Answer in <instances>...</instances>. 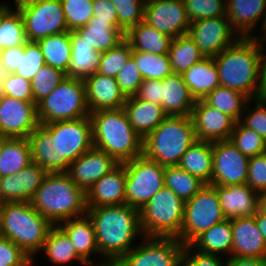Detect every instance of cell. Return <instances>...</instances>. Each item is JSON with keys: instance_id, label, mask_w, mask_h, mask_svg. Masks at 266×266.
Masks as SVG:
<instances>
[{"instance_id": "cell-66", "label": "cell", "mask_w": 266, "mask_h": 266, "mask_svg": "<svg viewBox=\"0 0 266 266\" xmlns=\"http://www.w3.org/2000/svg\"><path fill=\"white\" fill-rule=\"evenodd\" d=\"M6 138H7L6 136H4L3 134L0 133V151L2 149V146H3Z\"/></svg>"}, {"instance_id": "cell-35", "label": "cell", "mask_w": 266, "mask_h": 266, "mask_svg": "<svg viewBox=\"0 0 266 266\" xmlns=\"http://www.w3.org/2000/svg\"><path fill=\"white\" fill-rule=\"evenodd\" d=\"M32 163L27 138H6L0 151V177L14 175Z\"/></svg>"}, {"instance_id": "cell-17", "label": "cell", "mask_w": 266, "mask_h": 266, "mask_svg": "<svg viewBox=\"0 0 266 266\" xmlns=\"http://www.w3.org/2000/svg\"><path fill=\"white\" fill-rule=\"evenodd\" d=\"M37 105L3 95L0 98V133L7 138H28L39 125Z\"/></svg>"}, {"instance_id": "cell-5", "label": "cell", "mask_w": 266, "mask_h": 266, "mask_svg": "<svg viewBox=\"0 0 266 266\" xmlns=\"http://www.w3.org/2000/svg\"><path fill=\"white\" fill-rule=\"evenodd\" d=\"M89 115L94 147L118 164L143 155V139L133 129L123 108L98 110Z\"/></svg>"}, {"instance_id": "cell-67", "label": "cell", "mask_w": 266, "mask_h": 266, "mask_svg": "<svg viewBox=\"0 0 266 266\" xmlns=\"http://www.w3.org/2000/svg\"><path fill=\"white\" fill-rule=\"evenodd\" d=\"M3 96V91H2V84H1V79H0V98Z\"/></svg>"}, {"instance_id": "cell-29", "label": "cell", "mask_w": 266, "mask_h": 266, "mask_svg": "<svg viewBox=\"0 0 266 266\" xmlns=\"http://www.w3.org/2000/svg\"><path fill=\"white\" fill-rule=\"evenodd\" d=\"M42 255L47 257L52 264L51 266H70V264L78 261L80 266L88 264L77 254L69 237L58 227L53 226L46 237V240L40 250Z\"/></svg>"}, {"instance_id": "cell-40", "label": "cell", "mask_w": 266, "mask_h": 266, "mask_svg": "<svg viewBox=\"0 0 266 266\" xmlns=\"http://www.w3.org/2000/svg\"><path fill=\"white\" fill-rule=\"evenodd\" d=\"M27 42L21 13L15 6H11L0 18V50L25 45Z\"/></svg>"}, {"instance_id": "cell-6", "label": "cell", "mask_w": 266, "mask_h": 266, "mask_svg": "<svg viewBox=\"0 0 266 266\" xmlns=\"http://www.w3.org/2000/svg\"><path fill=\"white\" fill-rule=\"evenodd\" d=\"M54 225L37 212L30 202H5L0 212V236L20 247L35 263V255Z\"/></svg>"}, {"instance_id": "cell-58", "label": "cell", "mask_w": 266, "mask_h": 266, "mask_svg": "<svg viewBox=\"0 0 266 266\" xmlns=\"http://www.w3.org/2000/svg\"><path fill=\"white\" fill-rule=\"evenodd\" d=\"M0 201L2 203L19 202V184L16 174L0 177Z\"/></svg>"}, {"instance_id": "cell-1", "label": "cell", "mask_w": 266, "mask_h": 266, "mask_svg": "<svg viewBox=\"0 0 266 266\" xmlns=\"http://www.w3.org/2000/svg\"><path fill=\"white\" fill-rule=\"evenodd\" d=\"M27 139L33 163L47 173L66 172L72 162L93 147L90 115L39 124Z\"/></svg>"}, {"instance_id": "cell-14", "label": "cell", "mask_w": 266, "mask_h": 266, "mask_svg": "<svg viewBox=\"0 0 266 266\" xmlns=\"http://www.w3.org/2000/svg\"><path fill=\"white\" fill-rule=\"evenodd\" d=\"M187 34L205 57L217 56L240 37L226 15L192 21Z\"/></svg>"}, {"instance_id": "cell-7", "label": "cell", "mask_w": 266, "mask_h": 266, "mask_svg": "<svg viewBox=\"0 0 266 266\" xmlns=\"http://www.w3.org/2000/svg\"><path fill=\"white\" fill-rule=\"evenodd\" d=\"M196 141L191 116H166L160 125L143 139V155L163 166H175Z\"/></svg>"}, {"instance_id": "cell-12", "label": "cell", "mask_w": 266, "mask_h": 266, "mask_svg": "<svg viewBox=\"0 0 266 266\" xmlns=\"http://www.w3.org/2000/svg\"><path fill=\"white\" fill-rule=\"evenodd\" d=\"M24 21L28 41L69 31L61 0H14Z\"/></svg>"}, {"instance_id": "cell-38", "label": "cell", "mask_w": 266, "mask_h": 266, "mask_svg": "<svg viewBox=\"0 0 266 266\" xmlns=\"http://www.w3.org/2000/svg\"><path fill=\"white\" fill-rule=\"evenodd\" d=\"M203 100L208 105L217 108L238 122L241 120L246 104L250 99L236 90L220 85Z\"/></svg>"}, {"instance_id": "cell-21", "label": "cell", "mask_w": 266, "mask_h": 266, "mask_svg": "<svg viewBox=\"0 0 266 266\" xmlns=\"http://www.w3.org/2000/svg\"><path fill=\"white\" fill-rule=\"evenodd\" d=\"M86 102L89 112L120 109L126 101L116 78L98 72L84 79Z\"/></svg>"}, {"instance_id": "cell-23", "label": "cell", "mask_w": 266, "mask_h": 266, "mask_svg": "<svg viewBox=\"0 0 266 266\" xmlns=\"http://www.w3.org/2000/svg\"><path fill=\"white\" fill-rule=\"evenodd\" d=\"M125 182L124 165L118 164L108 174L97 180L86 192V207L126 204Z\"/></svg>"}, {"instance_id": "cell-10", "label": "cell", "mask_w": 266, "mask_h": 266, "mask_svg": "<svg viewBox=\"0 0 266 266\" xmlns=\"http://www.w3.org/2000/svg\"><path fill=\"white\" fill-rule=\"evenodd\" d=\"M225 219L216 188L206 184L185 202L183 223L177 239L184 246L190 245L204 231Z\"/></svg>"}, {"instance_id": "cell-62", "label": "cell", "mask_w": 266, "mask_h": 266, "mask_svg": "<svg viewBox=\"0 0 266 266\" xmlns=\"http://www.w3.org/2000/svg\"><path fill=\"white\" fill-rule=\"evenodd\" d=\"M255 221L258 229L264 237V240L266 241V214L258 211L255 214Z\"/></svg>"}, {"instance_id": "cell-64", "label": "cell", "mask_w": 266, "mask_h": 266, "mask_svg": "<svg viewBox=\"0 0 266 266\" xmlns=\"http://www.w3.org/2000/svg\"><path fill=\"white\" fill-rule=\"evenodd\" d=\"M11 7L9 4L5 1L0 2V18L1 16Z\"/></svg>"}, {"instance_id": "cell-16", "label": "cell", "mask_w": 266, "mask_h": 266, "mask_svg": "<svg viewBox=\"0 0 266 266\" xmlns=\"http://www.w3.org/2000/svg\"><path fill=\"white\" fill-rule=\"evenodd\" d=\"M144 22L171 38L186 35L191 23L183 0L145 2Z\"/></svg>"}, {"instance_id": "cell-31", "label": "cell", "mask_w": 266, "mask_h": 266, "mask_svg": "<svg viewBox=\"0 0 266 266\" xmlns=\"http://www.w3.org/2000/svg\"><path fill=\"white\" fill-rule=\"evenodd\" d=\"M70 40L72 55L66 77L84 80L97 72L101 53L89 46L75 31H70Z\"/></svg>"}, {"instance_id": "cell-20", "label": "cell", "mask_w": 266, "mask_h": 266, "mask_svg": "<svg viewBox=\"0 0 266 266\" xmlns=\"http://www.w3.org/2000/svg\"><path fill=\"white\" fill-rule=\"evenodd\" d=\"M226 16L240 37H255L266 20V0H226Z\"/></svg>"}, {"instance_id": "cell-51", "label": "cell", "mask_w": 266, "mask_h": 266, "mask_svg": "<svg viewBox=\"0 0 266 266\" xmlns=\"http://www.w3.org/2000/svg\"><path fill=\"white\" fill-rule=\"evenodd\" d=\"M3 95L23 101L34 102L31 80L15 73L0 74Z\"/></svg>"}, {"instance_id": "cell-61", "label": "cell", "mask_w": 266, "mask_h": 266, "mask_svg": "<svg viewBox=\"0 0 266 266\" xmlns=\"http://www.w3.org/2000/svg\"><path fill=\"white\" fill-rule=\"evenodd\" d=\"M225 266H266V259L231 256L225 258Z\"/></svg>"}, {"instance_id": "cell-9", "label": "cell", "mask_w": 266, "mask_h": 266, "mask_svg": "<svg viewBox=\"0 0 266 266\" xmlns=\"http://www.w3.org/2000/svg\"><path fill=\"white\" fill-rule=\"evenodd\" d=\"M83 79L65 77L63 81L37 104L41 125L75 120L89 116Z\"/></svg>"}, {"instance_id": "cell-45", "label": "cell", "mask_w": 266, "mask_h": 266, "mask_svg": "<svg viewBox=\"0 0 266 266\" xmlns=\"http://www.w3.org/2000/svg\"><path fill=\"white\" fill-rule=\"evenodd\" d=\"M67 27L76 31L93 17V0H61Z\"/></svg>"}, {"instance_id": "cell-53", "label": "cell", "mask_w": 266, "mask_h": 266, "mask_svg": "<svg viewBox=\"0 0 266 266\" xmlns=\"http://www.w3.org/2000/svg\"><path fill=\"white\" fill-rule=\"evenodd\" d=\"M0 266H33V262L15 243L0 236Z\"/></svg>"}, {"instance_id": "cell-30", "label": "cell", "mask_w": 266, "mask_h": 266, "mask_svg": "<svg viewBox=\"0 0 266 266\" xmlns=\"http://www.w3.org/2000/svg\"><path fill=\"white\" fill-rule=\"evenodd\" d=\"M231 220L225 219L200 234L190 246L198 252L231 257L232 252ZM223 254V255H222Z\"/></svg>"}, {"instance_id": "cell-48", "label": "cell", "mask_w": 266, "mask_h": 266, "mask_svg": "<svg viewBox=\"0 0 266 266\" xmlns=\"http://www.w3.org/2000/svg\"><path fill=\"white\" fill-rule=\"evenodd\" d=\"M190 21L226 15V0H183Z\"/></svg>"}, {"instance_id": "cell-15", "label": "cell", "mask_w": 266, "mask_h": 266, "mask_svg": "<svg viewBox=\"0 0 266 266\" xmlns=\"http://www.w3.org/2000/svg\"><path fill=\"white\" fill-rule=\"evenodd\" d=\"M213 171L211 185L245 184L249 157L242 154L229 140L212 142Z\"/></svg>"}, {"instance_id": "cell-3", "label": "cell", "mask_w": 266, "mask_h": 266, "mask_svg": "<svg viewBox=\"0 0 266 266\" xmlns=\"http://www.w3.org/2000/svg\"><path fill=\"white\" fill-rule=\"evenodd\" d=\"M213 59L221 86L236 90L249 99L260 97L259 39L239 37Z\"/></svg>"}, {"instance_id": "cell-11", "label": "cell", "mask_w": 266, "mask_h": 266, "mask_svg": "<svg viewBox=\"0 0 266 266\" xmlns=\"http://www.w3.org/2000/svg\"><path fill=\"white\" fill-rule=\"evenodd\" d=\"M122 164L126 173V204L141 210L165 186V166L144 155Z\"/></svg>"}, {"instance_id": "cell-4", "label": "cell", "mask_w": 266, "mask_h": 266, "mask_svg": "<svg viewBox=\"0 0 266 266\" xmlns=\"http://www.w3.org/2000/svg\"><path fill=\"white\" fill-rule=\"evenodd\" d=\"M30 204L54 226L87 212L86 193L66 172L48 173Z\"/></svg>"}, {"instance_id": "cell-54", "label": "cell", "mask_w": 266, "mask_h": 266, "mask_svg": "<svg viewBox=\"0 0 266 266\" xmlns=\"http://www.w3.org/2000/svg\"><path fill=\"white\" fill-rule=\"evenodd\" d=\"M246 184L257 193L266 191V153L249 157Z\"/></svg>"}, {"instance_id": "cell-63", "label": "cell", "mask_w": 266, "mask_h": 266, "mask_svg": "<svg viewBox=\"0 0 266 266\" xmlns=\"http://www.w3.org/2000/svg\"><path fill=\"white\" fill-rule=\"evenodd\" d=\"M258 211L266 214V191L258 193Z\"/></svg>"}, {"instance_id": "cell-36", "label": "cell", "mask_w": 266, "mask_h": 266, "mask_svg": "<svg viewBox=\"0 0 266 266\" xmlns=\"http://www.w3.org/2000/svg\"><path fill=\"white\" fill-rule=\"evenodd\" d=\"M45 64L67 73L72 55L70 31L50 35L36 41Z\"/></svg>"}, {"instance_id": "cell-13", "label": "cell", "mask_w": 266, "mask_h": 266, "mask_svg": "<svg viewBox=\"0 0 266 266\" xmlns=\"http://www.w3.org/2000/svg\"><path fill=\"white\" fill-rule=\"evenodd\" d=\"M142 241L121 257L116 266H179L184 245L177 238L144 237Z\"/></svg>"}, {"instance_id": "cell-68", "label": "cell", "mask_w": 266, "mask_h": 266, "mask_svg": "<svg viewBox=\"0 0 266 266\" xmlns=\"http://www.w3.org/2000/svg\"><path fill=\"white\" fill-rule=\"evenodd\" d=\"M100 266H116V264H113V263H107V264L100 265Z\"/></svg>"}, {"instance_id": "cell-56", "label": "cell", "mask_w": 266, "mask_h": 266, "mask_svg": "<svg viewBox=\"0 0 266 266\" xmlns=\"http://www.w3.org/2000/svg\"><path fill=\"white\" fill-rule=\"evenodd\" d=\"M25 45L0 50V74L15 73L20 66Z\"/></svg>"}, {"instance_id": "cell-24", "label": "cell", "mask_w": 266, "mask_h": 266, "mask_svg": "<svg viewBox=\"0 0 266 266\" xmlns=\"http://www.w3.org/2000/svg\"><path fill=\"white\" fill-rule=\"evenodd\" d=\"M226 219L254 216L258 212V193L246 183L239 185H213Z\"/></svg>"}, {"instance_id": "cell-43", "label": "cell", "mask_w": 266, "mask_h": 266, "mask_svg": "<svg viewBox=\"0 0 266 266\" xmlns=\"http://www.w3.org/2000/svg\"><path fill=\"white\" fill-rule=\"evenodd\" d=\"M133 49L130 43L124 39L116 47L101 53L97 72L116 78L120 70L132 56Z\"/></svg>"}, {"instance_id": "cell-34", "label": "cell", "mask_w": 266, "mask_h": 266, "mask_svg": "<svg viewBox=\"0 0 266 266\" xmlns=\"http://www.w3.org/2000/svg\"><path fill=\"white\" fill-rule=\"evenodd\" d=\"M125 39L135 51L153 54H168L172 38L159 32L146 22H139L125 33Z\"/></svg>"}, {"instance_id": "cell-60", "label": "cell", "mask_w": 266, "mask_h": 266, "mask_svg": "<svg viewBox=\"0 0 266 266\" xmlns=\"http://www.w3.org/2000/svg\"><path fill=\"white\" fill-rule=\"evenodd\" d=\"M266 40H259L260 97H266Z\"/></svg>"}, {"instance_id": "cell-37", "label": "cell", "mask_w": 266, "mask_h": 266, "mask_svg": "<svg viewBox=\"0 0 266 266\" xmlns=\"http://www.w3.org/2000/svg\"><path fill=\"white\" fill-rule=\"evenodd\" d=\"M168 54L172 72L178 74H182L205 58L188 34L172 38Z\"/></svg>"}, {"instance_id": "cell-69", "label": "cell", "mask_w": 266, "mask_h": 266, "mask_svg": "<svg viewBox=\"0 0 266 266\" xmlns=\"http://www.w3.org/2000/svg\"><path fill=\"white\" fill-rule=\"evenodd\" d=\"M2 204H3V203L0 201V212H1V207H2Z\"/></svg>"}, {"instance_id": "cell-47", "label": "cell", "mask_w": 266, "mask_h": 266, "mask_svg": "<svg viewBox=\"0 0 266 266\" xmlns=\"http://www.w3.org/2000/svg\"><path fill=\"white\" fill-rule=\"evenodd\" d=\"M117 10L119 29L126 33L144 21L145 0H111Z\"/></svg>"}, {"instance_id": "cell-33", "label": "cell", "mask_w": 266, "mask_h": 266, "mask_svg": "<svg viewBox=\"0 0 266 266\" xmlns=\"http://www.w3.org/2000/svg\"><path fill=\"white\" fill-rule=\"evenodd\" d=\"M180 168L199 178L205 184L212 181L213 151L212 142L197 140L182 155Z\"/></svg>"}, {"instance_id": "cell-28", "label": "cell", "mask_w": 266, "mask_h": 266, "mask_svg": "<svg viewBox=\"0 0 266 266\" xmlns=\"http://www.w3.org/2000/svg\"><path fill=\"white\" fill-rule=\"evenodd\" d=\"M181 75L195 100L204 99L212 90L220 86L213 57H205Z\"/></svg>"}, {"instance_id": "cell-26", "label": "cell", "mask_w": 266, "mask_h": 266, "mask_svg": "<svg viewBox=\"0 0 266 266\" xmlns=\"http://www.w3.org/2000/svg\"><path fill=\"white\" fill-rule=\"evenodd\" d=\"M195 102L181 74L172 73L161 80V105L166 116H191Z\"/></svg>"}, {"instance_id": "cell-2", "label": "cell", "mask_w": 266, "mask_h": 266, "mask_svg": "<svg viewBox=\"0 0 266 266\" xmlns=\"http://www.w3.org/2000/svg\"><path fill=\"white\" fill-rule=\"evenodd\" d=\"M86 214L93 223L99 256L104 259V264H115L136 246V239L145 237L140 225V211L127 204L90 207Z\"/></svg>"}, {"instance_id": "cell-49", "label": "cell", "mask_w": 266, "mask_h": 266, "mask_svg": "<svg viewBox=\"0 0 266 266\" xmlns=\"http://www.w3.org/2000/svg\"><path fill=\"white\" fill-rule=\"evenodd\" d=\"M240 122L266 140V97L250 99L246 104Z\"/></svg>"}, {"instance_id": "cell-55", "label": "cell", "mask_w": 266, "mask_h": 266, "mask_svg": "<svg viewBox=\"0 0 266 266\" xmlns=\"http://www.w3.org/2000/svg\"><path fill=\"white\" fill-rule=\"evenodd\" d=\"M225 262L224 256L204 254L187 245L183 248L179 266H225Z\"/></svg>"}, {"instance_id": "cell-50", "label": "cell", "mask_w": 266, "mask_h": 266, "mask_svg": "<svg viewBox=\"0 0 266 266\" xmlns=\"http://www.w3.org/2000/svg\"><path fill=\"white\" fill-rule=\"evenodd\" d=\"M43 65H45V60L38 43L28 41L25 44L24 52L21 54L20 66L15 74L32 80Z\"/></svg>"}, {"instance_id": "cell-44", "label": "cell", "mask_w": 266, "mask_h": 266, "mask_svg": "<svg viewBox=\"0 0 266 266\" xmlns=\"http://www.w3.org/2000/svg\"><path fill=\"white\" fill-rule=\"evenodd\" d=\"M65 77L66 73L63 71L46 64L43 65L31 80L34 103L37 105L47 97Z\"/></svg>"}, {"instance_id": "cell-65", "label": "cell", "mask_w": 266, "mask_h": 266, "mask_svg": "<svg viewBox=\"0 0 266 266\" xmlns=\"http://www.w3.org/2000/svg\"><path fill=\"white\" fill-rule=\"evenodd\" d=\"M260 32L261 35L258 33L255 37L259 40H266V20Z\"/></svg>"}, {"instance_id": "cell-32", "label": "cell", "mask_w": 266, "mask_h": 266, "mask_svg": "<svg viewBox=\"0 0 266 266\" xmlns=\"http://www.w3.org/2000/svg\"><path fill=\"white\" fill-rule=\"evenodd\" d=\"M75 32L99 53L116 47L125 39V33L121 29L114 28L107 21L96 20V17H92L85 26Z\"/></svg>"}, {"instance_id": "cell-46", "label": "cell", "mask_w": 266, "mask_h": 266, "mask_svg": "<svg viewBox=\"0 0 266 266\" xmlns=\"http://www.w3.org/2000/svg\"><path fill=\"white\" fill-rule=\"evenodd\" d=\"M48 173L36 163H30L16 175L19 184V202H30Z\"/></svg>"}, {"instance_id": "cell-8", "label": "cell", "mask_w": 266, "mask_h": 266, "mask_svg": "<svg viewBox=\"0 0 266 266\" xmlns=\"http://www.w3.org/2000/svg\"><path fill=\"white\" fill-rule=\"evenodd\" d=\"M185 202L164 186L139 210L140 225L145 237L180 236Z\"/></svg>"}, {"instance_id": "cell-22", "label": "cell", "mask_w": 266, "mask_h": 266, "mask_svg": "<svg viewBox=\"0 0 266 266\" xmlns=\"http://www.w3.org/2000/svg\"><path fill=\"white\" fill-rule=\"evenodd\" d=\"M231 256L266 259V241L257 227L254 216L231 219Z\"/></svg>"}, {"instance_id": "cell-57", "label": "cell", "mask_w": 266, "mask_h": 266, "mask_svg": "<svg viewBox=\"0 0 266 266\" xmlns=\"http://www.w3.org/2000/svg\"><path fill=\"white\" fill-rule=\"evenodd\" d=\"M93 17L107 21L114 28H119L117 10L111 0H93Z\"/></svg>"}, {"instance_id": "cell-18", "label": "cell", "mask_w": 266, "mask_h": 266, "mask_svg": "<svg viewBox=\"0 0 266 266\" xmlns=\"http://www.w3.org/2000/svg\"><path fill=\"white\" fill-rule=\"evenodd\" d=\"M191 118L197 140L207 142L229 140L236 123L232 117L208 105L203 99L196 100Z\"/></svg>"}, {"instance_id": "cell-59", "label": "cell", "mask_w": 266, "mask_h": 266, "mask_svg": "<svg viewBox=\"0 0 266 266\" xmlns=\"http://www.w3.org/2000/svg\"><path fill=\"white\" fill-rule=\"evenodd\" d=\"M135 96L161 105V80L143 79Z\"/></svg>"}, {"instance_id": "cell-19", "label": "cell", "mask_w": 266, "mask_h": 266, "mask_svg": "<svg viewBox=\"0 0 266 266\" xmlns=\"http://www.w3.org/2000/svg\"><path fill=\"white\" fill-rule=\"evenodd\" d=\"M118 163L106 152L92 147L69 165L66 173L85 193Z\"/></svg>"}, {"instance_id": "cell-52", "label": "cell", "mask_w": 266, "mask_h": 266, "mask_svg": "<svg viewBox=\"0 0 266 266\" xmlns=\"http://www.w3.org/2000/svg\"><path fill=\"white\" fill-rule=\"evenodd\" d=\"M116 81L126 98L136 95L143 78L132 56L118 73Z\"/></svg>"}, {"instance_id": "cell-42", "label": "cell", "mask_w": 266, "mask_h": 266, "mask_svg": "<svg viewBox=\"0 0 266 266\" xmlns=\"http://www.w3.org/2000/svg\"><path fill=\"white\" fill-rule=\"evenodd\" d=\"M229 141L248 157L266 153V140L254 130L244 126L240 121L235 123Z\"/></svg>"}, {"instance_id": "cell-41", "label": "cell", "mask_w": 266, "mask_h": 266, "mask_svg": "<svg viewBox=\"0 0 266 266\" xmlns=\"http://www.w3.org/2000/svg\"><path fill=\"white\" fill-rule=\"evenodd\" d=\"M143 79L162 80L171 75L169 54H153L144 51L132 52Z\"/></svg>"}, {"instance_id": "cell-25", "label": "cell", "mask_w": 266, "mask_h": 266, "mask_svg": "<svg viewBox=\"0 0 266 266\" xmlns=\"http://www.w3.org/2000/svg\"><path fill=\"white\" fill-rule=\"evenodd\" d=\"M57 226L69 237L77 254L88 266L104 265L103 259H100L99 263L91 260L92 255H99V249L93 223L87 214L63 221Z\"/></svg>"}, {"instance_id": "cell-39", "label": "cell", "mask_w": 266, "mask_h": 266, "mask_svg": "<svg viewBox=\"0 0 266 266\" xmlns=\"http://www.w3.org/2000/svg\"><path fill=\"white\" fill-rule=\"evenodd\" d=\"M165 186L171 189L184 202L195 196L206 184L186 172L178 165L165 166Z\"/></svg>"}, {"instance_id": "cell-27", "label": "cell", "mask_w": 266, "mask_h": 266, "mask_svg": "<svg viewBox=\"0 0 266 266\" xmlns=\"http://www.w3.org/2000/svg\"><path fill=\"white\" fill-rule=\"evenodd\" d=\"M123 109L133 129L142 139L154 131L166 117L162 105L142 100L136 96L128 97Z\"/></svg>"}]
</instances>
